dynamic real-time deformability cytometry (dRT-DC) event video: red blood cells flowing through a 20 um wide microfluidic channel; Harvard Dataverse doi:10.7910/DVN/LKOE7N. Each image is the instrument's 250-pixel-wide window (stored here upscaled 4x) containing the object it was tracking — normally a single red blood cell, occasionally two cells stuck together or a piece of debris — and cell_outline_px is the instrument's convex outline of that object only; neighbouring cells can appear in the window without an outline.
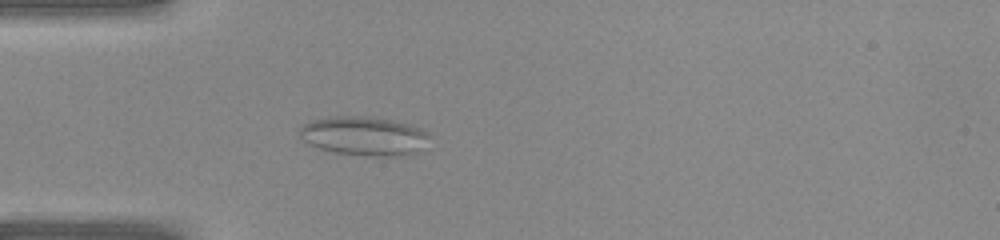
{"species": "common noctule bat (a hibernating species)", "species_latin": "Nyctalus noctula", "temperature_condition": "warm", "stored_images_in_passage": 40, "camera_frame_rate_fps": 3000, "um_per_image_px": 0.085, "animal": {"sex": "female", "body_mass_g": 22.0, "forearm_length_mm": 56.7}, "frame": {"image": 1, "passage_image": 11, "time_ms": 3.333, "image_size_px": [1000, 240], "cell_outline_px": [[432, 136], [420, 152], [404, 156], [364, 156], [336, 152], [320, 148], [308, 144], [300, 136], [300, 128], [304, 124], [312, 120], [328, 116], [364, 116], [388, 120], [408, 124], [420, 128], [428, 132]], "centroid_in_image_um": [30.99, 11.57], "position_along_channel_um": 54.0, "area_um2": 29.71}}
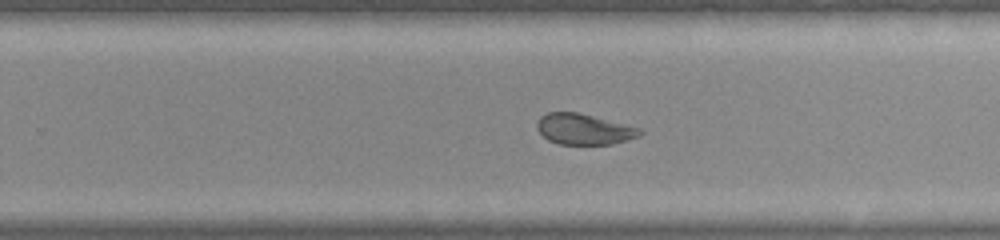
{"frame": {"image": 2, "passage_image": 25, "time_ms": 8.0, "image_size_px": [1000, 240], "cell_outline_px": [[644, 132], [640, 136], [612, 144], [556, 144], [548, 140], [536, 128], [536, 124], [540, 116], [548, 112], [576, 112], [640, 128]], "centroid_in_image_um": [49.61, 10.99], "position_along_channel_um": 280.2, "area_um2": 18.32}}
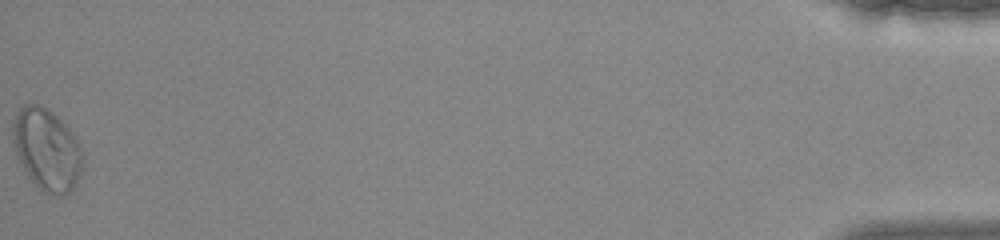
{"frame": {"image": 3, "passage_image": 40, "time_ms": 13.0, "image_size_px": [1000, 240], "cell_outline_px": [[80, 168], [76, 184], [64, 196], [60, 196], [44, 192], [28, 176], [16, 152], [16, 112], [20, 108], [28, 104], [36, 104], [52, 112], [68, 128], [76, 140], [80, 148]], "centroid_in_image_um": [4.0, 12.74], "position_along_channel_um": 431.2, "area_um2": 31.56}}